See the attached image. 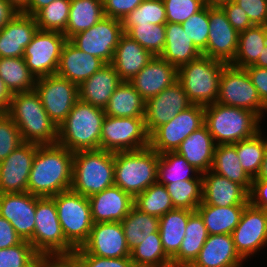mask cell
I'll return each instance as SVG.
<instances>
[{
    "mask_svg": "<svg viewBox=\"0 0 267 267\" xmlns=\"http://www.w3.org/2000/svg\"><path fill=\"white\" fill-rule=\"evenodd\" d=\"M73 156L74 152L58 143L38 144L27 192L38 197H52L71 189Z\"/></svg>",
    "mask_w": 267,
    "mask_h": 267,
    "instance_id": "obj_1",
    "label": "cell"
},
{
    "mask_svg": "<svg viewBox=\"0 0 267 267\" xmlns=\"http://www.w3.org/2000/svg\"><path fill=\"white\" fill-rule=\"evenodd\" d=\"M6 114L18 127L23 142L39 145L58 142V127L46 113L35 89L14 93Z\"/></svg>",
    "mask_w": 267,
    "mask_h": 267,
    "instance_id": "obj_2",
    "label": "cell"
},
{
    "mask_svg": "<svg viewBox=\"0 0 267 267\" xmlns=\"http://www.w3.org/2000/svg\"><path fill=\"white\" fill-rule=\"evenodd\" d=\"M104 109L78 99L58 127V144L71 152L100 149Z\"/></svg>",
    "mask_w": 267,
    "mask_h": 267,
    "instance_id": "obj_3",
    "label": "cell"
},
{
    "mask_svg": "<svg viewBox=\"0 0 267 267\" xmlns=\"http://www.w3.org/2000/svg\"><path fill=\"white\" fill-rule=\"evenodd\" d=\"M261 118L252 111L217 102L204 106V124L216 145L235 144L256 135Z\"/></svg>",
    "mask_w": 267,
    "mask_h": 267,
    "instance_id": "obj_4",
    "label": "cell"
},
{
    "mask_svg": "<svg viewBox=\"0 0 267 267\" xmlns=\"http://www.w3.org/2000/svg\"><path fill=\"white\" fill-rule=\"evenodd\" d=\"M159 154L150 146L114 152V185L133 198L157 182Z\"/></svg>",
    "mask_w": 267,
    "mask_h": 267,
    "instance_id": "obj_5",
    "label": "cell"
},
{
    "mask_svg": "<svg viewBox=\"0 0 267 267\" xmlns=\"http://www.w3.org/2000/svg\"><path fill=\"white\" fill-rule=\"evenodd\" d=\"M114 185V152H74L71 189L87 198Z\"/></svg>",
    "mask_w": 267,
    "mask_h": 267,
    "instance_id": "obj_6",
    "label": "cell"
},
{
    "mask_svg": "<svg viewBox=\"0 0 267 267\" xmlns=\"http://www.w3.org/2000/svg\"><path fill=\"white\" fill-rule=\"evenodd\" d=\"M223 61L201 55L178 68L181 83L192 104L207 106L217 102Z\"/></svg>",
    "mask_w": 267,
    "mask_h": 267,
    "instance_id": "obj_7",
    "label": "cell"
},
{
    "mask_svg": "<svg viewBox=\"0 0 267 267\" xmlns=\"http://www.w3.org/2000/svg\"><path fill=\"white\" fill-rule=\"evenodd\" d=\"M65 239L76 249L89 238L93 221L89 198L72 189L52 196Z\"/></svg>",
    "mask_w": 267,
    "mask_h": 267,
    "instance_id": "obj_8",
    "label": "cell"
},
{
    "mask_svg": "<svg viewBox=\"0 0 267 267\" xmlns=\"http://www.w3.org/2000/svg\"><path fill=\"white\" fill-rule=\"evenodd\" d=\"M29 242L38 254H67L75 251L64 237L52 197L36 196L35 229Z\"/></svg>",
    "mask_w": 267,
    "mask_h": 267,
    "instance_id": "obj_9",
    "label": "cell"
},
{
    "mask_svg": "<svg viewBox=\"0 0 267 267\" xmlns=\"http://www.w3.org/2000/svg\"><path fill=\"white\" fill-rule=\"evenodd\" d=\"M149 146L144 117L105 116L100 137V149L119 152L135 151Z\"/></svg>",
    "mask_w": 267,
    "mask_h": 267,
    "instance_id": "obj_10",
    "label": "cell"
},
{
    "mask_svg": "<svg viewBox=\"0 0 267 267\" xmlns=\"http://www.w3.org/2000/svg\"><path fill=\"white\" fill-rule=\"evenodd\" d=\"M217 103L252 111L261 119L267 111L246 70L230 64L221 73Z\"/></svg>",
    "mask_w": 267,
    "mask_h": 267,
    "instance_id": "obj_11",
    "label": "cell"
},
{
    "mask_svg": "<svg viewBox=\"0 0 267 267\" xmlns=\"http://www.w3.org/2000/svg\"><path fill=\"white\" fill-rule=\"evenodd\" d=\"M204 125V106L192 104L157 127L149 135V146L158 154L176 151L181 142Z\"/></svg>",
    "mask_w": 267,
    "mask_h": 267,
    "instance_id": "obj_12",
    "label": "cell"
},
{
    "mask_svg": "<svg viewBox=\"0 0 267 267\" xmlns=\"http://www.w3.org/2000/svg\"><path fill=\"white\" fill-rule=\"evenodd\" d=\"M35 91L57 127H59L79 99V86L57 74L36 79Z\"/></svg>",
    "mask_w": 267,
    "mask_h": 267,
    "instance_id": "obj_13",
    "label": "cell"
},
{
    "mask_svg": "<svg viewBox=\"0 0 267 267\" xmlns=\"http://www.w3.org/2000/svg\"><path fill=\"white\" fill-rule=\"evenodd\" d=\"M66 41L61 32L37 30L23 54L29 71L36 79L57 73L61 50Z\"/></svg>",
    "mask_w": 267,
    "mask_h": 267,
    "instance_id": "obj_14",
    "label": "cell"
},
{
    "mask_svg": "<svg viewBox=\"0 0 267 267\" xmlns=\"http://www.w3.org/2000/svg\"><path fill=\"white\" fill-rule=\"evenodd\" d=\"M122 21L104 16L88 30L72 36L69 41L79 50L111 63L116 46L123 34Z\"/></svg>",
    "mask_w": 267,
    "mask_h": 267,
    "instance_id": "obj_15",
    "label": "cell"
},
{
    "mask_svg": "<svg viewBox=\"0 0 267 267\" xmlns=\"http://www.w3.org/2000/svg\"><path fill=\"white\" fill-rule=\"evenodd\" d=\"M232 237L236 251L245 261L260 252L267 245V211L249 202Z\"/></svg>",
    "mask_w": 267,
    "mask_h": 267,
    "instance_id": "obj_16",
    "label": "cell"
},
{
    "mask_svg": "<svg viewBox=\"0 0 267 267\" xmlns=\"http://www.w3.org/2000/svg\"><path fill=\"white\" fill-rule=\"evenodd\" d=\"M209 36L202 55L230 64L237 53L239 32L221 7H209Z\"/></svg>",
    "mask_w": 267,
    "mask_h": 267,
    "instance_id": "obj_17",
    "label": "cell"
},
{
    "mask_svg": "<svg viewBox=\"0 0 267 267\" xmlns=\"http://www.w3.org/2000/svg\"><path fill=\"white\" fill-rule=\"evenodd\" d=\"M38 144L24 142L0 162V194L27 192Z\"/></svg>",
    "mask_w": 267,
    "mask_h": 267,
    "instance_id": "obj_18",
    "label": "cell"
},
{
    "mask_svg": "<svg viewBox=\"0 0 267 267\" xmlns=\"http://www.w3.org/2000/svg\"><path fill=\"white\" fill-rule=\"evenodd\" d=\"M181 83L177 80L145 104V127L150 135L157 127L167 123L179 112L191 106Z\"/></svg>",
    "mask_w": 267,
    "mask_h": 267,
    "instance_id": "obj_19",
    "label": "cell"
},
{
    "mask_svg": "<svg viewBox=\"0 0 267 267\" xmlns=\"http://www.w3.org/2000/svg\"><path fill=\"white\" fill-rule=\"evenodd\" d=\"M81 248L102 258L130 257L121 222L93 223L89 238Z\"/></svg>",
    "mask_w": 267,
    "mask_h": 267,
    "instance_id": "obj_20",
    "label": "cell"
},
{
    "mask_svg": "<svg viewBox=\"0 0 267 267\" xmlns=\"http://www.w3.org/2000/svg\"><path fill=\"white\" fill-rule=\"evenodd\" d=\"M35 211L36 196L31 193L0 194V216L11 223L23 240L33 237Z\"/></svg>",
    "mask_w": 267,
    "mask_h": 267,
    "instance_id": "obj_21",
    "label": "cell"
},
{
    "mask_svg": "<svg viewBox=\"0 0 267 267\" xmlns=\"http://www.w3.org/2000/svg\"><path fill=\"white\" fill-rule=\"evenodd\" d=\"M93 223L121 222L134 206V198L116 185L89 197Z\"/></svg>",
    "mask_w": 267,
    "mask_h": 267,
    "instance_id": "obj_22",
    "label": "cell"
},
{
    "mask_svg": "<svg viewBox=\"0 0 267 267\" xmlns=\"http://www.w3.org/2000/svg\"><path fill=\"white\" fill-rule=\"evenodd\" d=\"M249 193L240 185L209 170L202 174V203L212 206L247 205Z\"/></svg>",
    "mask_w": 267,
    "mask_h": 267,
    "instance_id": "obj_23",
    "label": "cell"
},
{
    "mask_svg": "<svg viewBox=\"0 0 267 267\" xmlns=\"http://www.w3.org/2000/svg\"><path fill=\"white\" fill-rule=\"evenodd\" d=\"M178 69L160 58L153 59L130 81L134 88L147 101L178 80Z\"/></svg>",
    "mask_w": 267,
    "mask_h": 267,
    "instance_id": "obj_24",
    "label": "cell"
},
{
    "mask_svg": "<svg viewBox=\"0 0 267 267\" xmlns=\"http://www.w3.org/2000/svg\"><path fill=\"white\" fill-rule=\"evenodd\" d=\"M232 234L209 235L198 257L189 267H243Z\"/></svg>",
    "mask_w": 267,
    "mask_h": 267,
    "instance_id": "obj_25",
    "label": "cell"
},
{
    "mask_svg": "<svg viewBox=\"0 0 267 267\" xmlns=\"http://www.w3.org/2000/svg\"><path fill=\"white\" fill-rule=\"evenodd\" d=\"M37 30L34 16L18 13L0 30V58L23 57Z\"/></svg>",
    "mask_w": 267,
    "mask_h": 267,
    "instance_id": "obj_26",
    "label": "cell"
},
{
    "mask_svg": "<svg viewBox=\"0 0 267 267\" xmlns=\"http://www.w3.org/2000/svg\"><path fill=\"white\" fill-rule=\"evenodd\" d=\"M104 65L100 58L79 50L67 40L61 50L56 74L80 86Z\"/></svg>",
    "mask_w": 267,
    "mask_h": 267,
    "instance_id": "obj_27",
    "label": "cell"
},
{
    "mask_svg": "<svg viewBox=\"0 0 267 267\" xmlns=\"http://www.w3.org/2000/svg\"><path fill=\"white\" fill-rule=\"evenodd\" d=\"M153 55L123 33L111 62L122 81L130 82L152 59Z\"/></svg>",
    "mask_w": 267,
    "mask_h": 267,
    "instance_id": "obj_28",
    "label": "cell"
},
{
    "mask_svg": "<svg viewBox=\"0 0 267 267\" xmlns=\"http://www.w3.org/2000/svg\"><path fill=\"white\" fill-rule=\"evenodd\" d=\"M122 83L111 63H106L79 86V99L105 109L110 97Z\"/></svg>",
    "mask_w": 267,
    "mask_h": 267,
    "instance_id": "obj_29",
    "label": "cell"
},
{
    "mask_svg": "<svg viewBox=\"0 0 267 267\" xmlns=\"http://www.w3.org/2000/svg\"><path fill=\"white\" fill-rule=\"evenodd\" d=\"M216 143L204 124L186 137L176 149L201 174L211 170Z\"/></svg>",
    "mask_w": 267,
    "mask_h": 267,
    "instance_id": "obj_30",
    "label": "cell"
},
{
    "mask_svg": "<svg viewBox=\"0 0 267 267\" xmlns=\"http://www.w3.org/2000/svg\"><path fill=\"white\" fill-rule=\"evenodd\" d=\"M165 33V46L159 57L177 69L202 55L181 24L167 22Z\"/></svg>",
    "mask_w": 267,
    "mask_h": 267,
    "instance_id": "obj_31",
    "label": "cell"
},
{
    "mask_svg": "<svg viewBox=\"0 0 267 267\" xmlns=\"http://www.w3.org/2000/svg\"><path fill=\"white\" fill-rule=\"evenodd\" d=\"M208 236L202 217L197 211H193L189 215L179 251L171 258L172 267H189L198 257Z\"/></svg>",
    "mask_w": 267,
    "mask_h": 267,
    "instance_id": "obj_32",
    "label": "cell"
},
{
    "mask_svg": "<svg viewBox=\"0 0 267 267\" xmlns=\"http://www.w3.org/2000/svg\"><path fill=\"white\" fill-rule=\"evenodd\" d=\"M211 171L240 184L250 193L253 179L241 166L237 156L236 143L216 145Z\"/></svg>",
    "mask_w": 267,
    "mask_h": 267,
    "instance_id": "obj_33",
    "label": "cell"
},
{
    "mask_svg": "<svg viewBox=\"0 0 267 267\" xmlns=\"http://www.w3.org/2000/svg\"><path fill=\"white\" fill-rule=\"evenodd\" d=\"M246 205L212 206L200 204L196 211L203 219L209 235L232 234Z\"/></svg>",
    "mask_w": 267,
    "mask_h": 267,
    "instance_id": "obj_34",
    "label": "cell"
},
{
    "mask_svg": "<svg viewBox=\"0 0 267 267\" xmlns=\"http://www.w3.org/2000/svg\"><path fill=\"white\" fill-rule=\"evenodd\" d=\"M146 101L128 81H122L104 109L112 117H144Z\"/></svg>",
    "mask_w": 267,
    "mask_h": 267,
    "instance_id": "obj_35",
    "label": "cell"
},
{
    "mask_svg": "<svg viewBox=\"0 0 267 267\" xmlns=\"http://www.w3.org/2000/svg\"><path fill=\"white\" fill-rule=\"evenodd\" d=\"M193 211L175 208L159 218V233L165 253L172 258L185 236L189 215Z\"/></svg>",
    "mask_w": 267,
    "mask_h": 267,
    "instance_id": "obj_36",
    "label": "cell"
},
{
    "mask_svg": "<svg viewBox=\"0 0 267 267\" xmlns=\"http://www.w3.org/2000/svg\"><path fill=\"white\" fill-rule=\"evenodd\" d=\"M103 0H71L68 23L63 33L67 40L88 30L104 17Z\"/></svg>",
    "mask_w": 267,
    "mask_h": 267,
    "instance_id": "obj_37",
    "label": "cell"
},
{
    "mask_svg": "<svg viewBox=\"0 0 267 267\" xmlns=\"http://www.w3.org/2000/svg\"><path fill=\"white\" fill-rule=\"evenodd\" d=\"M267 44V26L253 25L239 32L238 48L230 65L246 68L253 65Z\"/></svg>",
    "mask_w": 267,
    "mask_h": 267,
    "instance_id": "obj_38",
    "label": "cell"
},
{
    "mask_svg": "<svg viewBox=\"0 0 267 267\" xmlns=\"http://www.w3.org/2000/svg\"><path fill=\"white\" fill-rule=\"evenodd\" d=\"M127 247L131 251L147 238L154 237L159 230V217L143 213L136 207L121 221Z\"/></svg>",
    "mask_w": 267,
    "mask_h": 267,
    "instance_id": "obj_39",
    "label": "cell"
},
{
    "mask_svg": "<svg viewBox=\"0 0 267 267\" xmlns=\"http://www.w3.org/2000/svg\"><path fill=\"white\" fill-rule=\"evenodd\" d=\"M202 179V174L176 151L159 154L157 182L166 185L181 180Z\"/></svg>",
    "mask_w": 267,
    "mask_h": 267,
    "instance_id": "obj_40",
    "label": "cell"
},
{
    "mask_svg": "<svg viewBox=\"0 0 267 267\" xmlns=\"http://www.w3.org/2000/svg\"><path fill=\"white\" fill-rule=\"evenodd\" d=\"M0 78L12 94L35 89L36 78L23 57L0 58Z\"/></svg>",
    "mask_w": 267,
    "mask_h": 267,
    "instance_id": "obj_41",
    "label": "cell"
},
{
    "mask_svg": "<svg viewBox=\"0 0 267 267\" xmlns=\"http://www.w3.org/2000/svg\"><path fill=\"white\" fill-rule=\"evenodd\" d=\"M134 267H172L171 258L165 253L159 230L130 251Z\"/></svg>",
    "mask_w": 267,
    "mask_h": 267,
    "instance_id": "obj_42",
    "label": "cell"
},
{
    "mask_svg": "<svg viewBox=\"0 0 267 267\" xmlns=\"http://www.w3.org/2000/svg\"><path fill=\"white\" fill-rule=\"evenodd\" d=\"M134 207L143 213L162 217L174 208L165 185L158 182L134 197Z\"/></svg>",
    "mask_w": 267,
    "mask_h": 267,
    "instance_id": "obj_43",
    "label": "cell"
},
{
    "mask_svg": "<svg viewBox=\"0 0 267 267\" xmlns=\"http://www.w3.org/2000/svg\"><path fill=\"white\" fill-rule=\"evenodd\" d=\"M165 187L174 208L196 211L202 203V179L181 180Z\"/></svg>",
    "mask_w": 267,
    "mask_h": 267,
    "instance_id": "obj_44",
    "label": "cell"
},
{
    "mask_svg": "<svg viewBox=\"0 0 267 267\" xmlns=\"http://www.w3.org/2000/svg\"><path fill=\"white\" fill-rule=\"evenodd\" d=\"M259 131L249 139L236 143L237 156L243 169L253 179L259 172L266 148V137Z\"/></svg>",
    "mask_w": 267,
    "mask_h": 267,
    "instance_id": "obj_45",
    "label": "cell"
},
{
    "mask_svg": "<svg viewBox=\"0 0 267 267\" xmlns=\"http://www.w3.org/2000/svg\"><path fill=\"white\" fill-rule=\"evenodd\" d=\"M123 32L138 42L153 56H160L165 46V24L151 23L136 26H123Z\"/></svg>",
    "mask_w": 267,
    "mask_h": 267,
    "instance_id": "obj_46",
    "label": "cell"
},
{
    "mask_svg": "<svg viewBox=\"0 0 267 267\" xmlns=\"http://www.w3.org/2000/svg\"><path fill=\"white\" fill-rule=\"evenodd\" d=\"M71 0H54L35 15L39 30L64 33L70 11Z\"/></svg>",
    "mask_w": 267,
    "mask_h": 267,
    "instance_id": "obj_47",
    "label": "cell"
},
{
    "mask_svg": "<svg viewBox=\"0 0 267 267\" xmlns=\"http://www.w3.org/2000/svg\"><path fill=\"white\" fill-rule=\"evenodd\" d=\"M166 24V10L163 0H143L122 21V26H136L144 24Z\"/></svg>",
    "mask_w": 267,
    "mask_h": 267,
    "instance_id": "obj_48",
    "label": "cell"
},
{
    "mask_svg": "<svg viewBox=\"0 0 267 267\" xmlns=\"http://www.w3.org/2000/svg\"><path fill=\"white\" fill-rule=\"evenodd\" d=\"M190 40L202 53L207 46L209 36V6L205 5L199 12L193 14L182 24Z\"/></svg>",
    "mask_w": 267,
    "mask_h": 267,
    "instance_id": "obj_49",
    "label": "cell"
},
{
    "mask_svg": "<svg viewBox=\"0 0 267 267\" xmlns=\"http://www.w3.org/2000/svg\"><path fill=\"white\" fill-rule=\"evenodd\" d=\"M38 253L27 240L0 249V267H34Z\"/></svg>",
    "mask_w": 267,
    "mask_h": 267,
    "instance_id": "obj_50",
    "label": "cell"
},
{
    "mask_svg": "<svg viewBox=\"0 0 267 267\" xmlns=\"http://www.w3.org/2000/svg\"><path fill=\"white\" fill-rule=\"evenodd\" d=\"M23 143L16 124L6 113H0V162Z\"/></svg>",
    "mask_w": 267,
    "mask_h": 267,
    "instance_id": "obj_51",
    "label": "cell"
},
{
    "mask_svg": "<svg viewBox=\"0 0 267 267\" xmlns=\"http://www.w3.org/2000/svg\"><path fill=\"white\" fill-rule=\"evenodd\" d=\"M167 22L182 24L204 6V0H163Z\"/></svg>",
    "mask_w": 267,
    "mask_h": 267,
    "instance_id": "obj_52",
    "label": "cell"
},
{
    "mask_svg": "<svg viewBox=\"0 0 267 267\" xmlns=\"http://www.w3.org/2000/svg\"><path fill=\"white\" fill-rule=\"evenodd\" d=\"M78 267H134L130 257L102 258L86 253L81 247L76 248Z\"/></svg>",
    "mask_w": 267,
    "mask_h": 267,
    "instance_id": "obj_53",
    "label": "cell"
},
{
    "mask_svg": "<svg viewBox=\"0 0 267 267\" xmlns=\"http://www.w3.org/2000/svg\"><path fill=\"white\" fill-rule=\"evenodd\" d=\"M247 13L253 25L267 26V0H233Z\"/></svg>",
    "mask_w": 267,
    "mask_h": 267,
    "instance_id": "obj_54",
    "label": "cell"
},
{
    "mask_svg": "<svg viewBox=\"0 0 267 267\" xmlns=\"http://www.w3.org/2000/svg\"><path fill=\"white\" fill-rule=\"evenodd\" d=\"M143 0H103L104 15L120 21L131 13Z\"/></svg>",
    "mask_w": 267,
    "mask_h": 267,
    "instance_id": "obj_55",
    "label": "cell"
},
{
    "mask_svg": "<svg viewBox=\"0 0 267 267\" xmlns=\"http://www.w3.org/2000/svg\"><path fill=\"white\" fill-rule=\"evenodd\" d=\"M34 267H78L76 254H38Z\"/></svg>",
    "mask_w": 267,
    "mask_h": 267,
    "instance_id": "obj_56",
    "label": "cell"
},
{
    "mask_svg": "<svg viewBox=\"0 0 267 267\" xmlns=\"http://www.w3.org/2000/svg\"><path fill=\"white\" fill-rule=\"evenodd\" d=\"M221 8L226 13L229 23L238 32L244 31L253 26L247 13H245V11L233 1L223 4Z\"/></svg>",
    "mask_w": 267,
    "mask_h": 267,
    "instance_id": "obj_57",
    "label": "cell"
},
{
    "mask_svg": "<svg viewBox=\"0 0 267 267\" xmlns=\"http://www.w3.org/2000/svg\"><path fill=\"white\" fill-rule=\"evenodd\" d=\"M258 94L267 107V68H261L254 65L244 68Z\"/></svg>",
    "mask_w": 267,
    "mask_h": 267,
    "instance_id": "obj_58",
    "label": "cell"
},
{
    "mask_svg": "<svg viewBox=\"0 0 267 267\" xmlns=\"http://www.w3.org/2000/svg\"><path fill=\"white\" fill-rule=\"evenodd\" d=\"M249 202L253 206L267 211V180H253Z\"/></svg>",
    "mask_w": 267,
    "mask_h": 267,
    "instance_id": "obj_59",
    "label": "cell"
},
{
    "mask_svg": "<svg viewBox=\"0 0 267 267\" xmlns=\"http://www.w3.org/2000/svg\"><path fill=\"white\" fill-rule=\"evenodd\" d=\"M23 239L16 233L11 223L0 216V249L15 246Z\"/></svg>",
    "mask_w": 267,
    "mask_h": 267,
    "instance_id": "obj_60",
    "label": "cell"
},
{
    "mask_svg": "<svg viewBox=\"0 0 267 267\" xmlns=\"http://www.w3.org/2000/svg\"><path fill=\"white\" fill-rule=\"evenodd\" d=\"M19 12L6 0H0V30Z\"/></svg>",
    "mask_w": 267,
    "mask_h": 267,
    "instance_id": "obj_61",
    "label": "cell"
},
{
    "mask_svg": "<svg viewBox=\"0 0 267 267\" xmlns=\"http://www.w3.org/2000/svg\"><path fill=\"white\" fill-rule=\"evenodd\" d=\"M12 95L5 82L0 78V113L7 112Z\"/></svg>",
    "mask_w": 267,
    "mask_h": 267,
    "instance_id": "obj_62",
    "label": "cell"
},
{
    "mask_svg": "<svg viewBox=\"0 0 267 267\" xmlns=\"http://www.w3.org/2000/svg\"><path fill=\"white\" fill-rule=\"evenodd\" d=\"M54 0H29L28 7L22 12L34 16L40 9L48 6Z\"/></svg>",
    "mask_w": 267,
    "mask_h": 267,
    "instance_id": "obj_63",
    "label": "cell"
},
{
    "mask_svg": "<svg viewBox=\"0 0 267 267\" xmlns=\"http://www.w3.org/2000/svg\"><path fill=\"white\" fill-rule=\"evenodd\" d=\"M253 180H267V136H266V148L264 151L263 161L261 163L258 174Z\"/></svg>",
    "mask_w": 267,
    "mask_h": 267,
    "instance_id": "obj_64",
    "label": "cell"
},
{
    "mask_svg": "<svg viewBox=\"0 0 267 267\" xmlns=\"http://www.w3.org/2000/svg\"><path fill=\"white\" fill-rule=\"evenodd\" d=\"M11 4L19 13L23 12L29 4V0H6Z\"/></svg>",
    "mask_w": 267,
    "mask_h": 267,
    "instance_id": "obj_65",
    "label": "cell"
},
{
    "mask_svg": "<svg viewBox=\"0 0 267 267\" xmlns=\"http://www.w3.org/2000/svg\"><path fill=\"white\" fill-rule=\"evenodd\" d=\"M253 65L261 68H267V44L263 49V52L259 55L258 60Z\"/></svg>",
    "mask_w": 267,
    "mask_h": 267,
    "instance_id": "obj_66",
    "label": "cell"
},
{
    "mask_svg": "<svg viewBox=\"0 0 267 267\" xmlns=\"http://www.w3.org/2000/svg\"><path fill=\"white\" fill-rule=\"evenodd\" d=\"M233 0H204L205 5L209 7H221L225 3H229Z\"/></svg>",
    "mask_w": 267,
    "mask_h": 267,
    "instance_id": "obj_67",
    "label": "cell"
}]
</instances>
